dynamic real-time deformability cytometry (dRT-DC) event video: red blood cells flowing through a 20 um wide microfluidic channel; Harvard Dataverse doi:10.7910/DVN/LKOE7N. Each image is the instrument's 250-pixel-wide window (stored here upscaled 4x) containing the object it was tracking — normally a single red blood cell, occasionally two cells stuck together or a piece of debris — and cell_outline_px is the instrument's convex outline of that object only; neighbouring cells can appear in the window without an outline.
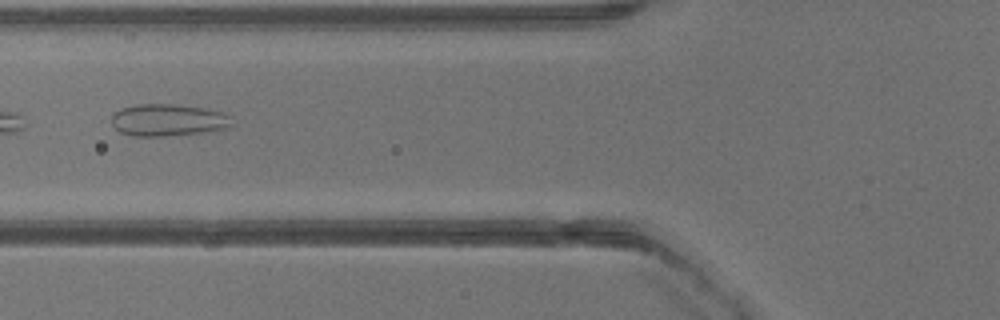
{"species": "common noctule bat (a hibernating species)", "species_latin": "Nyctalus noctula", "temperature_condition": "warm", "stored_images_in_passage": 12, "camera_frame_rate_fps": 3000, "um_per_image_px": 0.085, "animal": {"sex": "male", "body_mass_g": 13.3}, "frame": {"image": 1, "passage_image": 9, "time_ms": 2.667, "image_size_px": [1000, 320], "cell_outline_px": [[232, 124], [228, 128], [208, 132], [164, 136], [132, 136], [120, 132], [112, 124], [112, 116], [120, 108], [136, 104], [172, 104], [204, 108], [220, 112], [228, 116]], "centroid_in_image_um": [14.26, 10.21], "position_along_channel_um": 111.5, "area_um2": 22.43}}